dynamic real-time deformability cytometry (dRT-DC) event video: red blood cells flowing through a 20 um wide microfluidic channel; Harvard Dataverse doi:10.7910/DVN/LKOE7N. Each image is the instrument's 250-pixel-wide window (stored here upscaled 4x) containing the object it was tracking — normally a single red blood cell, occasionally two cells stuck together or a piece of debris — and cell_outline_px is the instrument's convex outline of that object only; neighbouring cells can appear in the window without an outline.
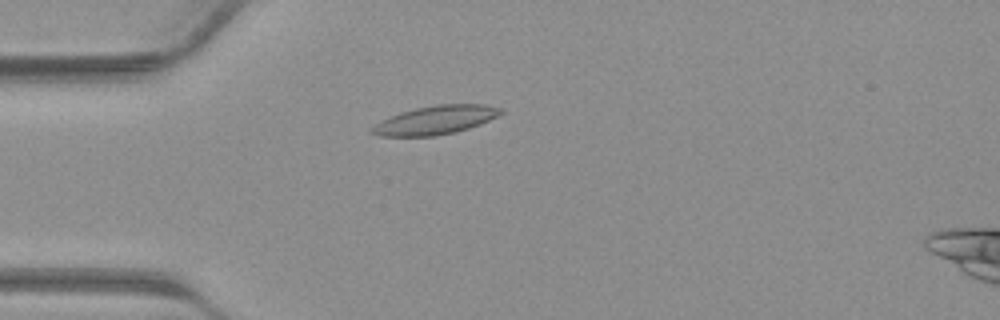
{"species": "common noctule bat (a hibernating species)", "species_latin": "Nyctalus noctula", "temperature_condition": "warm", "stored_images_in_passage": 31, "camera_frame_rate_fps": 3000, "um_per_image_px": 0.085, "animal": {"sex": "male", "body_mass_g": 23.1, "forearm_length_mm": 52.7}, "frame": {"image": 1, "passage_image": 1, "time_ms": 0.0, "image_size_px": [1000, 320], "cell_outline_px": [[504, 112], [480, 124], [456, 132], [436, 136], [380, 136], [368, 132], [376, 124], [392, 116], [416, 108], [436, 104], [484, 104], [500, 108]], "centroid_in_image_um": [37.03, 10.21], "position_along_channel_um": 48.0, "area_um2": 21.15}}
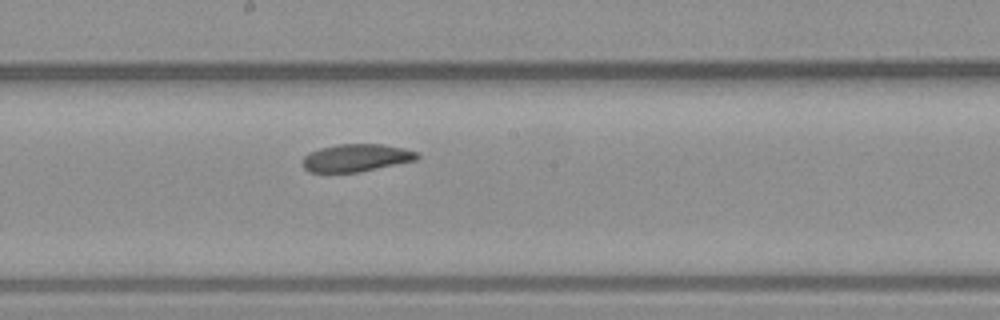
{"frame": {"image": 2, "passage_image": 12, "time_ms": 3.667, "image_size_px": [1000, 320], "cell_outline_px": [[420, 156], [416, 160], [360, 172], [308, 172], [304, 168], [304, 156], [308, 152], [320, 148], [336, 144], [380, 144], [404, 148], [416, 152]], "centroid_in_image_um": [30.27, 13.41], "position_along_channel_um": 217.9, "area_um2": 18.38}}
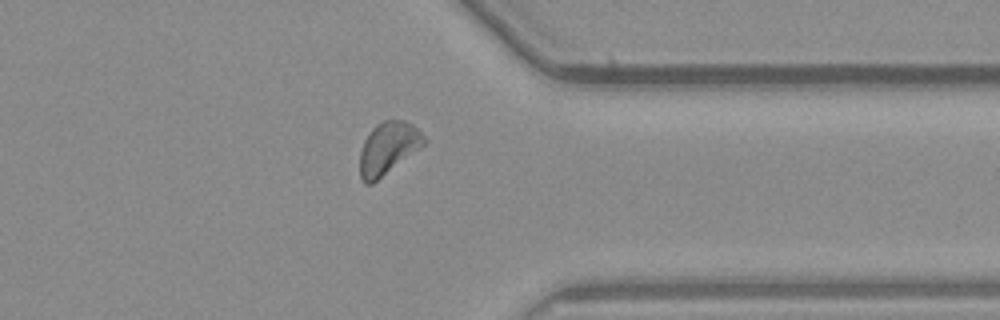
{"frame": {"image": 3, "passage_image": 22, "time_ms": 7.0, "image_size_px": [1000, 320], "cell_outline_px": [[428, 140], [420, 148], [372, 184], [364, 184], [360, 176], [360, 152], [364, 140], [372, 128], [376, 124], [384, 120], [404, 120], [412, 124]], "centroid_in_image_um": [32.97, 12.59], "position_along_channel_um": 378.4, "area_um2": 19.42}}